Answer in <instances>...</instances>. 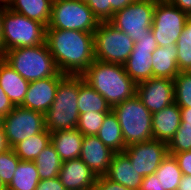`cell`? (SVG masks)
I'll return each mask as SVG.
<instances>
[{
  "label": "cell",
  "instance_id": "1",
  "mask_svg": "<svg viewBox=\"0 0 191 190\" xmlns=\"http://www.w3.org/2000/svg\"><path fill=\"white\" fill-rule=\"evenodd\" d=\"M46 43L62 74L80 76L95 60L93 33L46 29Z\"/></svg>",
  "mask_w": 191,
  "mask_h": 190
},
{
  "label": "cell",
  "instance_id": "2",
  "mask_svg": "<svg viewBox=\"0 0 191 190\" xmlns=\"http://www.w3.org/2000/svg\"><path fill=\"white\" fill-rule=\"evenodd\" d=\"M80 76L111 108L136 95L137 84L128 76L124 65L94 60Z\"/></svg>",
  "mask_w": 191,
  "mask_h": 190
},
{
  "label": "cell",
  "instance_id": "3",
  "mask_svg": "<svg viewBox=\"0 0 191 190\" xmlns=\"http://www.w3.org/2000/svg\"><path fill=\"white\" fill-rule=\"evenodd\" d=\"M4 61L28 82L52 76H67L58 71L47 43L5 51Z\"/></svg>",
  "mask_w": 191,
  "mask_h": 190
},
{
  "label": "cell",
  "instance_id": "4",
  "mask_svg": "<svg viewBox=\"0 0 191 190\" xmlns=\"http://www.w3.org/2000/svg\"><path fill=\"white\" fill-rule=\"evenodd\" d=\"M79 76L67 75L58 85L55 99L44 114L45 128L50 132L77 127L79 110Z\"/></svg>",
  "mask_w": 191,
  "mask_h": 190
},
{
  "label": "cell",
  "instance_id": "5",
  "mask_svg": "<svg viewBox=\"0 0 191 190\" xmlns=\"http://www.w3.org/2000/svg\"><path fill=\"white\" fill-rule=\"evenodd\" d=\"M112 111L119 120L126 147L153 139L152 113L136 95L115 105Z\"/></svg>",
  "mask_w": 191,
  "mask_h": 190
},
{
  "label": "cell",
  "instance_id": "6",
  "mask_svg": "<svg viewBox=\"0 0 191 190\" xmlns=\"http://www.w3.org/2000/svg\"><path fill=\"white\" fill-rule=\"evenodd\" d=\"M2 42L4 51L38 46L46 43V26L7 7L3 18Z\"/></svg>",
  "mask_w": 191,
  "mask_h": 190
},
{
  "label": "cell",
  "instance_id": "7",
  "mask_svg": "<svg viewBox=\"0 0 191 190\" xmlns=\"http://www.w3.org/2000/svg\"><path fill=\"white\" fill-rule=\"evenodd\" d=\"M95 60L124 65L135 42L109 22H99L93 32Z\"/></svg>",
  "mask_w": 191,
  "mask_h": 190
},
{
  "label": "cell",
  "instance_id": "8",
  "mask_svg": "<svg viewBox=\"0 0 191 190\" xmlns=\"http://www.w3.org/2000/svg\"><path fill=\"white\" fill-rule=\"evenodd\" d=\"M99 24L87 3L79 0H54L46 29L78 30L93 33Z\"/></svg>",
  "mask_w": 191,
  "mask_h": 190
},
{
  "label": "cell",
  "instance_id": "9",
  "mask_svg": "<svg viewBox=\"0 0 191 190\" xmlns=\"http://www.w3.org/2000/svg\"><path fill=\"white\" fill-rule=\"evenodd\" d=\"M155 5L156 0H135L115 12L108 22L137 42L151 32Z\"/></svg>",
  "mask_w": 191,
  "mask_h": 190
},
{
  "label": "cell",
  "instance_id": "10",
  "mask_svg": "<svg viewBox=\"0 0 191 190\" xmlns=\"http://www.w3.org/2000/svg\"><path fill=\"white\" fill-rule=\"evenodd\" d=\"M189 17L169 0H156L151 31L158 46L176 45Z\"/></svg>",
  "mask_w": 191,
  "mask_h": 190
},
{
  "label": "cell",
  "instance_id": "11",
  "mask_svg": "<svg viewBox=\"0 0 191 190\" xmlns=\"http://www.w3.org/2000/svg\"><path fill=\"white\" fill-rule=\"evenodd\" d=\"M2 128L9 147L13 148L20 141L41 133L45 129L44 114L14 106L13 110L3 118Z\"/></svg>",
  "mask_w": 191,
  "mask_h": 190
},
{
  "label": "cell",
  "instance_id": "12",
  "mask_svg": "<svg viewBox=\"0 0 191 190\" xmlns=\"http://www.w3.org/2000/svg\"><path fill=\"white\" fill-rule=\"evenodd\" d=\"M123 153L143 177L154 174L162 160L168 155L167 143L152 139L127 146Z\"/></svg>",
  "mask_w": 191,
  "mask_h": 190
},
{
  "label": "cell",
  "instance_id": "13",
  "mask_svg": "<svg viewBox=\"0 0 191 190\" xmlns=\"http://www.w3.org/2000/svg\"><path fill=\"white\" fill-rule=\"evenodd\" d=\"M158 47L152 31L135 42L124 64L128 76L136 83L152 78V53Z\"/></svg>",
  "mask_w": 191,
  "mask_h": 190
},
{
  "label": "cell",
  "instance_id": "14",
  "mask_svg": "<svg viewBox=\"0 0 191 190\" xmlns=\"http://www.w3.org/2000/svg\"><path fill=\"white\" fill-rule=\"evenodd\" d=\"M174 81L152 77L136 86V96L153 114L174 103Z\"/></svg>",
  "mask_w": 191,
  "mask_h": 190
},
{
  "label": "cell",
  "instance_id": "15",
  "mask_svg": "<svg viewBox=\"0 0 191 190\" xmlns=\"http://www.w3.org/2000/svg\"><path fill=\"white\" fill-rule=\"evenodd\" d=\"M65 77L52 76L30 82L21 107L45 114L55 99L59 83Z\"/></svg>",
  "mask_w": 191,
  "mask_h": 190
},
{
  "label": "cell",
  "instance_id": "16",
  "mask_svg": "<svg viewBox=\"0 0 191 190\" xmlns=\"http://www.w3.org/2000/svg\"><path fill=\"white\" fill-rule=\"evenodd\" d=\"M115 152L96 135L84 136L79 158L98 176H105Z\"/></svg>",
  "mask_w": 191,
  "mask_h": 190
},
{
  "label": "cell",
  "instance_id": "17",
  "mask_svg": "<svg viewBox=\"0 0 191 190\" xmlns=\"http://www.w3.org/2000/svg\"><path fill=\"white\" fill-rule=\"evenodd\" d=\"M58 177L66 190H93L97 179L80 158L62 162Z\"/></svg>",
  "mask_w": 191,
  "mask_h": 190
},
{
  "label": "cell",
  "instance_id": "18",
  "mask_svg": "<svg viewBox=\"0 0 191 190\" xmlns=\"http://www.w3.org/2000/svg\"><path fill=\"white\" fill-rule=\"evenodd\" d=\"M181 124L180 107L174 102L152 114L153 139L169 143Z\"/></svg>",
  "mask_w": 191,
  "mask_h": 190
},
{
  "label": "cell",
  "instance_id": "19",
  "mask_svg": "<svg viewBox=\"0 0 191 190\" xmlns=\"http://www.w3.org/2000/svg\"><path fill=\"white\" fill-rule=\"evenodd\" d=\"M105 176L131 190H140L143 180V176L138 174L130 159L123 152L113 154L108 173Z\"/></svg>",
  "mask_w": 191,
  "mask_h": 190
},
{
  "label": "cell",
  "instance_id": "20",
  "mask_svg": "<svg viewBox=\"0 0 191 190\" xmlns=\"http://www.w3.org/2000/svg\"><path fill=\"white\" fill-rule=\"evenodd\" d=\"M29 83L4 60H0V86L14 106L22 105Z\"/></svg>",
  "mask_w": 191,
  "mask_h": 190
},
{
  "label": "cell",
  "instance_id": "21",
  "mask_svg": "<svg viewBox=\"0 0 191 190\" xmlns=\"http://www.w3.org/2000/svg\"><path fill=\"white\" fill-rule=\"evenodd\" d=\"M84 135L77 128L51 133V144L62 162L79 158Z\"/></svg>",
  "mask_w": 191,
  "mask_h": 190
},
{
  "label": "cell",
  "instance_id": "22",
  "mask_svg": "<svg viewBox=\"0 0 191 190\" xmlns=\"http://www.w3.org/2000/svg\"><path fill=\"white\" fill-rule=\"evenodd\" d=\"M152 77L174 80L180 73L177 64V46H158L152 53Z\"/></svg>",
  "mask_w": 191,
  "mask_h": 190
},
{
  "label": "cell",
  "instance_id": "23",
  "mask_svg": "<svg viewBox=\"0 0 191 190\" xmlns=\"http://www.w3.org/2000/svg\"><path fill=\"white\" fill-rule=\"evenodd\" d=\"M53 0H12L8 8L32 20L49 25Z\"/></svg>",
  "mask_w": 191,
  "mask_h": 190
},
{
  "label": "cell",
  "instance_id": "24",
  "mask_svg": "<svg viewBox=\"0 0 191 190\" xmlns=\"http://www.w3.org/2000/svg\"><path fill=\"white\" fill-rule=\"evenodd\" d=\"M77 103L80 114L110 112L112 110L106 99L94 88L88 85L81 76H79V95Z\"/></svg>",
  "mask_w": 191,
  "mask_h": 190
},
{
  "label": "cell",
  "instance_id": "25",
  "mask_svg": "<svg viewBox=\"0 0 191 190\" xmlns=\"http://www.w3.org/2000/svg\"><path fill=\"white\" fill-rule=\"evenodd\" d=\"M96 136L115 153L126 148L119 120L112 110L106 114Z\"/></svg>",
  "mask_w": 191,
  "mask_h": 190
},
{
  "label": "cell",
  "instance_id": "26",
  "mask_svg": "<svg viewBox=\"0 0 191 190\" xmlns=\"http://www.w3.org/2000/svg\"><path fill=\"white\" fill-rule=\"evenodd\" d=\"M51 143V133L45 128L41 133L20 141L13 149L23 161H34L39 153Z\"/></svg>",
  "mask_w": 191,
  "mask_h": 190
},
{
  "label": "cell",
  "instance_id": "27",
  "mask_svg": "<svg viewBox=\"0 0 191 190\" xmlns=\"http://www.w3.org/2000/svg\"><path fill=\"white\" fill-rule=\"evenodd\" d=\"M40 182L34 161L21 160L6 190H35Z\"/></svg>",
  "mask_w": 191,
  "mask_h": 190
},
{
  "label": "cell",
  "instance_id": "28",
  "mask_svg": "<svg viewBox=\"0 0 191 190\" xmlns=\"http://www.w3.org/2000/svg\"><path fill=\"white\" fill-rule=\"evenodd\" d=\"M34 163L40 180L59 176L62 161L51 143L39 153Z\"/></svg>",
  "mask_w": 191,
  "mask_h": 190
},
{
  "label": "cell",
  "instance_id": "29",
  "mask_svg": "<svg viewBox=\"0 0 191 190\" xmlns=\"http://www.w3.org/2000/svg\"><path fill=\"white\" fill-rule=\"evenodd\" d=\"M161 184V190H177L182 172L173 155L168 154L155 171Z\"/></svg>",
  "mask_w": 191,
  "mask_h": 190
},
{
  "label": "cell",
  "instance_id": "30",
  "mask_svg": "<svg viewBox=\"0 0 191 190\" xmlns=\"http://www.w3.org/2000/svg\"><path fill=\"white\" fill-rule=\"evenodd\" d=\"M177 64L180 72L191 71V16L187 19L184 30L176 43Z\"/></svg>",
  "mask_w": 191,
  "mask_h": 190
},
{
  "label": "cell",
  "instance_id": "31",
  "mask_svg": "<svg viewBox=\"0 0 191 190\" xmlns=\"http://www.w3.org/2000/svg\"><path fill=\"white\" fill-rule=\"evenodd\" d=\"M173 81L174 102L180 108H191V71L180 72Z\"/></svg>",
  "mask_w": 191,
  "mask_h": 190
},
{
  "label": "cell",
  "instance_id": "32",
  "mask_svg": "<svg viewBox=\"0 0 191 190\" xmlns=\"http://www.w3.org/2000/svg\"><path fill=\"white\" fill-rule=\"evenodd\" d=\"M109 112H91L79 115L77 129L84 136L97 135L106 114Z\"/></svg>",
  "mask_w": 191,
  "mask_h": 190
},
{
  "label": "cell",
  "instance_id": "33",
  "mask_svg": "<svg viewBox=\"0 0 191 190\" xmlns=\"http://www.w3.org/2000/svg\"><path fill=\"white\" fill-rule=\"evenodd\" d=\"M20 161L13 148L0 153V178L6 187L12 181Z\"/></svg>",
  "mask_w": 191,
  "mask_h": 190
},
{
  "label": "cell",
  "instance_id": "34",
  "mask_svg": "<svg viewBox=\"0 0 191 190\" xmlns=\"http://www.w3.org/2000/svg\"><path fill=\"white\" fill-rule=\"evenodd\" d=\"M167 147L170 155L191 150V126L180 125Z\"/></svg>",
  "mask_w": 191,
  "mask_h": 190
},
{
  "label": "cell",
  "instance_id": "35",
  "mask_svg": "<svg viewBox=\"0 0 191 190\" xmlns=\"http://www.w3.org/2000/svg\"><path fill=\"white\" fill-rule=\"evenodd\" d=\"M87 5L99 22H108L112 18L111 0H89Z\"/></svg>",
  "mask_w": 191,
  "mask_h": 190
},
{
  "label": "cell",
  "instance_id": "36",
  "mask_svg": "<svg viewBox=\"0 0 191 190\" xmlns=\"http://www.w3.org/2000/svg\"><path fill=\"white\" fill-rule=\"evenodd\" d=\"M93 190H131L119 183L111 181L106 176H98Z\"/></svg>",
  "mask_w": 191,
  "mask_h": 190
},
{
  "label": "cell",
  "instance_id": "37",
  "mask_svg": "<svg viewBox=\"0 0 191 190\" xmlns=\"http://www.w3.org/2000/svg\"><path fill=\"white\" fill-rule=\"evenodd\" d=\"M182 174L191 175V150L173 154Z\"/></svg>",
  "mask_w": 191,
  "mask_h": 190
},
{
  "label": "cell",
  "instance_id": "38",
  "mask_svg": "<svg viewBox=\"0 0 191 190\" xmlns=\"http://www.w3.org/2000/svg\"><path fill=\"white\" fill-rule=\"evenodd\" d=\"M35 190H66L59 177L40 180Z\"/></svg>",
  "mask_w": 191,
  "mask_h": 190
},
{
  "label": "cell",
  "instance_id": "39",
  "mask_svg": "<svg viewBox=\"0 0 191 190\" xmlns=\"http://www.w3.org/2000/svg\"><path fill=\"white\" fill-rule=\"evenodd\" d=\"M140 190H161V184L157 175L154 173L143 177Z\"/></svg>",
  "mask_w": 191,
  "mask_h": 190
},
{
  "label": "cell",
  "instance_id": "40",
  "mask_svg": "<svg viewBox=\"0 0 191 190\" xmlns=\"http://www.w3.org/2000/svg\"><path fill=\"white\" fill-rule=\"evenodd\" d=\"M13 108L14 105L0 86V116L4 118L13 110Z\"/></svg>",
  "mask_w": 191,
  "mask_h": 190
},
{
  "label": "cell",
  "instance_id": "41",
  "mask_svg": "<svg viewBox=\"0 0 191 190\" xmlns=\"http://www.w3.org/2000/svg\"><path fill=\"white\" fill-rule=\"evenodd\" d=\"M175 7L191 16V0H169Z\"/></svg>",
  "mask_w": 191,
  "mask_h": 190
},
{
  "label": "cell",
  "instance_id": "42",
  "mask_svg": "<svg viewBox=\"0 0 191 190\" xmlns=\"http://www.w3.org/2000/svg\"><path fill=\"white\" fill-rule=\"evenodd\" d=\"M135 0H111L112 17L115 12L122 10Z\"/></svg>",
  "mask_w": 191,
  "mask_h": 190
},
{
  "label": "cell",
  "instance_id": "43",
  "mask_svg": "<svg viewBox=\"0 0 191 190\" xmlns=\"http://www.w3.org/2000/svg\"><path fill=\"white\" fill-rule=\"evenodd\" d=\"M8 6L0 5V60H4V47L2 42V27H3V18L4 12Z\"/></svg>",
  "mask_w": 191,
  "mask_h": 190
},
{
  "label": "cell",
  "instance_id": "44",
  "mask_svg": "<svg viewBox=\"0 0 191 190\" xmlns=\"http://www.w3.org/2000/svg\"><path fill=\"white\" fill-rule=\"evenodd\" d=\"M181 124L191 126V108H180Z\"/></svg>",
  "mask_w": 191,
  "mask_h": 190
},
{
  "label": "cell",
  "instance_id": "45",
  "mask_svg": "<svg viewBox=\"0 0 191 190\" xmlns=\"http://www.w3.org/2000/svg\"><path fill=\"white\" fill-rule=\"evenodd\" d=\"M177 190H191V175L182 174Z\"/></svg>",
  "mask_w": 191,
  "mask_h": 190
},
{
  "label": "cell",
  "instance_id": "46",
  "mask_svg": "<svg viewBox=\"0 0 191 190\" xmlns=\"http://www.w3.org/2000/svg\"><path fill=\"white\" fill-rule=\"evenodd\" d=\"M10 147L8 145L3 128H0V153L5 152Z\"/></svg>",
  "mask_w": 191,
  "mask_h": 190
},
{
  "label": "cell",
  "instance_id": "47",
  "mask_svg": "<svg viewBox=\"0 0 191 190\" xmlns=\"http://www.w3.org/2000/svg\"><path fill=\"white\" fill-rule=\"evenodd\" d=\"M12 0H0V5L8 6Z\"/></svg>",
  "mask_w": 191,
  "mask_h": 190
},
{
  "label": "cell",
  "instance_id": "48",
  "mask_svg": "<svg viewBox=\"0 0 191 190\" xmlns=\"http://www.w3.org/2000/svg\"><path fill=\"white\" fill-rule=\"evenodd\" d=\"M0 190H6V186L2 182L1 178H0Z\"/></svg>",
  "mask_w": 191,
  "mask_h": 190
},
{
  "label": "cell",
  "instance_id": "49",
  "mask_svg": "<svg viewBox=\"0 0 191 190\" xmlns=\"http://www.w3.org/2000/svg\"><path fill=\"white\" fill-rule=\"evenodd\" d=\"M2 124H3V117L0 116V128H2Z\"/></svg>",
  "mask_w": 191,
  "mask_h": 190
},
{
  "label": "cell",
  "instance_id": "50",
  "mask_svg": "<svg viewBox=\"0 0 191 190\" xmlns=\"http://www.w3.org/2000/svg\"><path fill=\"white\" fill-rule=\"evenodd\" d=\"M79 1H81L83 3H88L89 0H79Z\"/></svg>",
  "mask_w": 191,
  "mask_h": 190
}]
</instances>
